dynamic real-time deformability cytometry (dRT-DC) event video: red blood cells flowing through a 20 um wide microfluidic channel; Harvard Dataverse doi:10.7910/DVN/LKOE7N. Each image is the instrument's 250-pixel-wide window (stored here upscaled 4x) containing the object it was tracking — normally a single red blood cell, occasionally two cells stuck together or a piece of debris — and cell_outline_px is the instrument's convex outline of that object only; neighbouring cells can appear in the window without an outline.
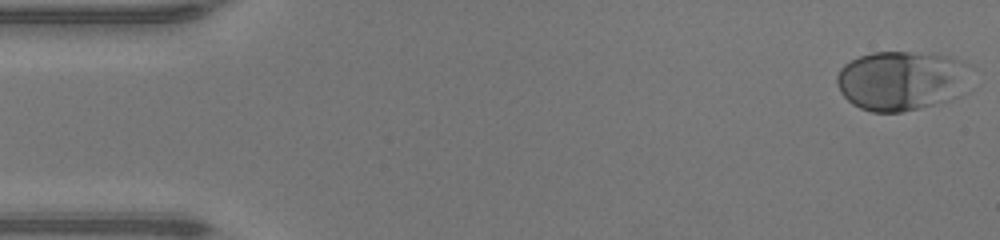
{"species": "human", "species_latin": "Homo sapiens", "temperature_condition": "warm", "stored_images_in_passage": 48, "camera_frame_rate_fps": 3000, "um_per_image_px": 0.085, "donor": {"sex": "male"}, "frame": {"image": 1, "passage_image": 1, "time_ms": 0.0, "image_size_px": [1000, 240], "cell_outline_px": [[972, 64], [960, 96], [932, 104], [900, 112], [872, 112], [860, 108], [852, 104], [840, 92], [836, 84], [836, 76], [840, 68], [844, 64], [860, 56], [872, 52], [908, 52], [948, 56]], "centroid_in_image_um": [76.59, 6.84], "position_along_channel_um": 8.4, "area_um2": 46.36}}
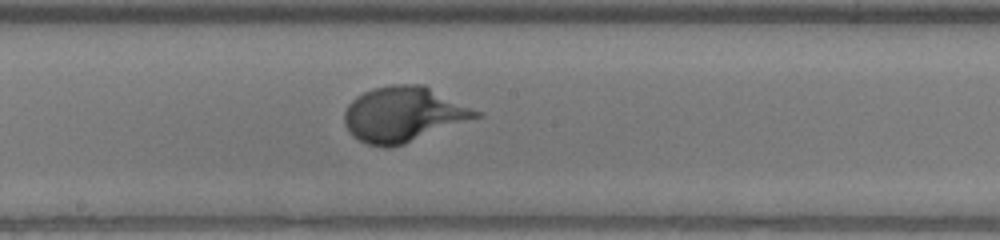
{"frame": {"image": 2, "passage_image": 25, "time_ms": 8.0, "image_size_px": [1000, 240], "cell_outline_px": [[484, 116], [404, 144], [388, 148], [384, 148], [368, 144], [352, 136], [344, 124], [344, 112], [348, 104], [356, 96], [372, 88], [392, 84], [424, 84], [484, 112]], "centroid_in_image_um": [34.34, 9.71], "position_along_channel_um": 213.9, "area_um2": 43.0}}
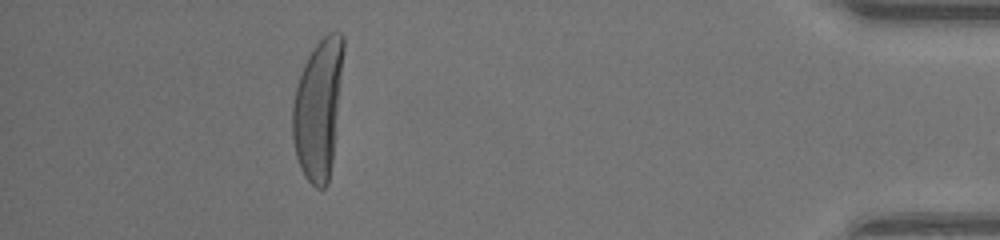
{"frame": {"image": 3, "passage_image": 43, "time_ms": 14.0, "image_size_px": [1000, 240], "cell_outline_px": [[344, 48], [332, 160], [328, 184], [324, 188], [316, 188], [304, 176], [300, 168], [296, 156], [292, 140], [292, 104], [296, 88], [304, 64], [308, 56], [316, 44], [328, 32], [340, 32], [344, 36]], "centroid_in_image_um": [27.03, 9.25], "position_along_channel_um": 408.2, "area_um2": 41.1}}